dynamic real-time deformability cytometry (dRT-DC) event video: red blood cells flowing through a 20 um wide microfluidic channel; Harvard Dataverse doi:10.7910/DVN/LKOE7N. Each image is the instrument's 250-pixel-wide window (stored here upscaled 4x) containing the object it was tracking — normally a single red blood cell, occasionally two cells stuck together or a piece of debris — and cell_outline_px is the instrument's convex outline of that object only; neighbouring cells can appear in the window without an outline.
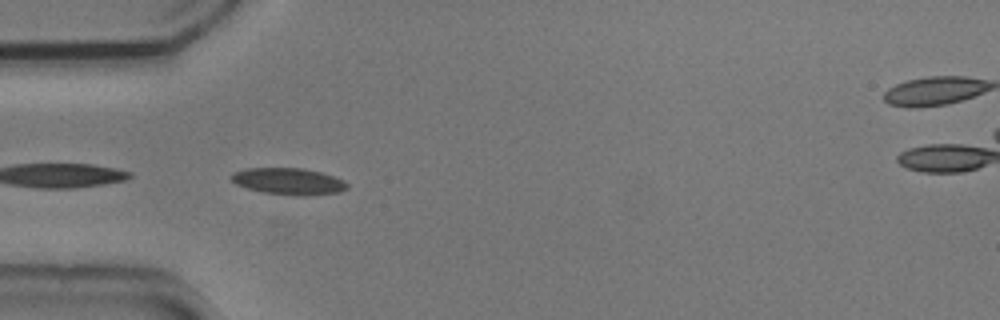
{"species": "common noctule bat (a hibernating species)", "species_latin": "Nyctalus noctula", "temperature_condition": "cold", "stored_images_in_passage": 9, "camera_frame_rate_fps": 3000, "um_per_image_px": 0.085, "animal": {"sex": "male", "body_mass_g": 20.5, "forearm_length_mm": 52.5}, "frame": {"image": 1, "passage_image": 3, "time_ms": 0.667, "image_size_px": [1000, 320], "cell_outline_px": [[348, 188], [340, 192], [300, 196], [264, 192], [248, 188], [236, 184], [232, 180], [232, 172], [244, 168], [304, 168], [320, 172], [344, 180], [348, 184]], "centroid_in_image_um": [24.54, 15.4], "position_along_channel_um": 60.5, "area_um2": 17.86}}